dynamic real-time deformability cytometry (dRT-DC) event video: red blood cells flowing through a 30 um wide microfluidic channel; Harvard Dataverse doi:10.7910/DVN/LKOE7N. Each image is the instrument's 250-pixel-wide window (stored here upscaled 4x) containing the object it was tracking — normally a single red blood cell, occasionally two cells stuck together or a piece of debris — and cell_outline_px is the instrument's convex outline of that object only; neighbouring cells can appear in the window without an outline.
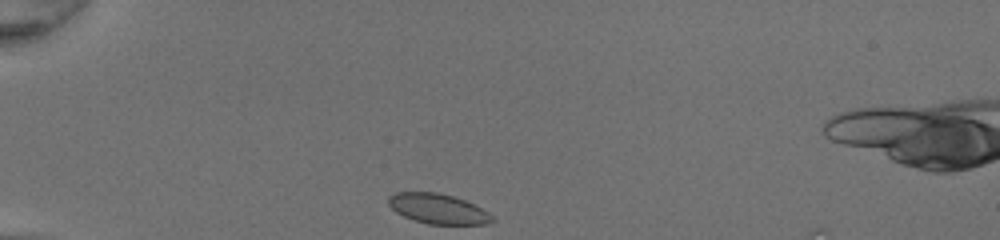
{"species": "common noctule bat (a hibernating species)", "species_latin": "Nyctalus noctula", "temperature_condition": "room temperature", "stored_images_in_passage": 30, "camera_frame_rate_fps": 3000, "um_per_image_px": 0.085, "animal": {"sex": "female", "body_mass_g": 20.0, "forearm_length_mm": 54.0}, "frame": {"image": 1, "passage_image": 1, "time_ms": 0.0, "image_size_px": [1000, 240], "cell_outline_px": [[496, 220], [488, 224], [428, 224], [404, 216], [396, 212], [388, 204], [388, 196], [396, 192], [436, 192], [452, 196], [464, 200], [488, 212]], "centroid_in_image_um": [37.22, 17.74], "position_along_channel_um": 47.8, "area_um2": 17.98}}
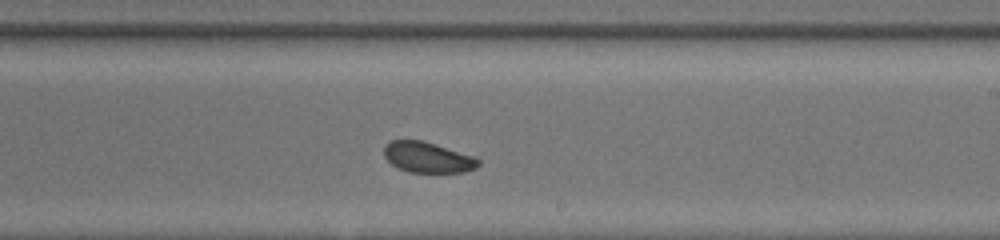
{"frame": {"image": 2, "passage_image": 18, "time_ms": 5.667, "image_size_px": [1000, 240], "cell_outline_px": [[480, 164], [476, 168], [464, 172], [408, 172], [396, 168], [384, 156], [384, 144], [392, 140], [424, 140], [472, 156], [480, 160]], "centroid_in_image_um": [36.32, 13.37], "position_along_channel_um": 252.7, "area_um2": 16.88}}
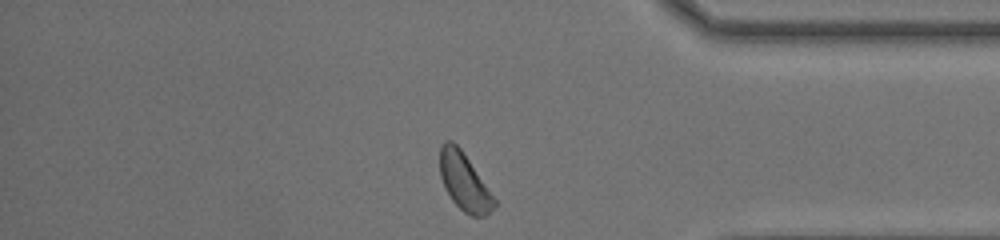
{"frame": {"image": 3, "passage_image": 29, "time_ms": 9.333, "image_size_px": [1000, 240], "cell_outline_px": [[496, 204], [484, 216], [472, 216], [464, 212], [452, 200], [444, 188], [440, 176], [440, 144], [444, 140], [452, 140], [460, 148], [496, 200]], "centroid_in_image_um": [39.42, 15.43], "position_along_channel_um": 395.8, "area_um2": 17.86}, "authors_computed_cell_mechanics": {"area_um2": 17.629, "velocity_mm_per_s": 4.2948, "shape_relaxation_time_tau1_ms": null, "shape_relaxation_time_tau2_ms": 4.0847, "deformation_change_tau1": null, "deformation_change_tau2": 0.0966}}